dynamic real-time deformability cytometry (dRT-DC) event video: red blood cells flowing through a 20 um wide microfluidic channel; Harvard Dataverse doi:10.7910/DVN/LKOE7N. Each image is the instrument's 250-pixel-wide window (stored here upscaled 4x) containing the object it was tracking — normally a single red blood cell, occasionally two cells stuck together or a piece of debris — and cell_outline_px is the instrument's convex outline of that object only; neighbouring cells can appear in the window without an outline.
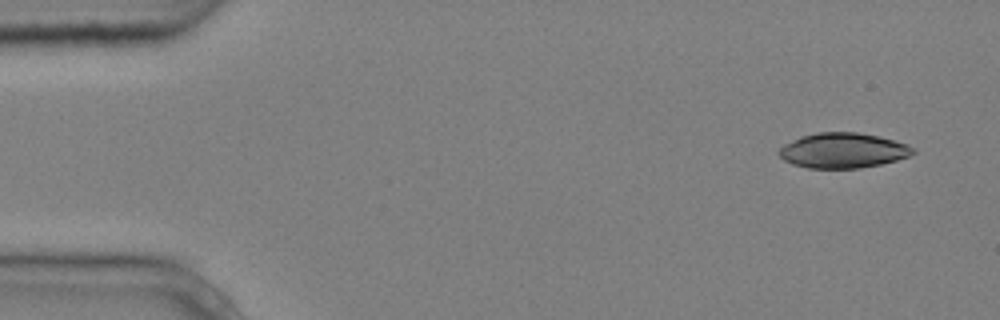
{"species": "common noctule bat (a hibernating species)", "species_latin": "Nyctalus noctula", "temperature_condition": "cold", "stored_images_in_passage": 6, "camera_frame_rate_fps": 3000, "um_per_image_px": 0.085, "animal": {"sex": "male", "body_mass_g": 20.4}, "frame": {"image": 1, "passage_image": 1, "time_ms": 0.0, "image_size_px": [1000, 320], "cell_outline_px": [[916, 152], [908, 156], [896, 160], [880, 164], [860, 168], [808, 168], [792, 164], [784, 160], [780, 156], [780, 148], [784, 144], [800, 136], [820, 132], [856, 132], [880, 136], [916, 148]], "centroid_in_image_um": [71.65, 12.79], "position_along_channel_um": 13.4, "area_um2": 27.28}}
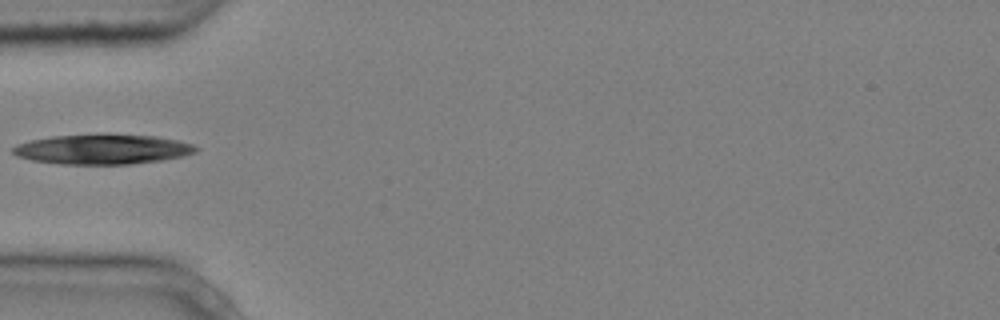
{"frame": {"image": 2, "passage_image": 5, "time_ms": 1.333, "image_size_px": [1000, 320], "cell_outline_px": [[200, 148], [196, 152], [184, 156], [160, 160], [128, 164], [60, 164], [32, 160], [16, 156], [12, 152], [12, 148], [16, 144], [32, 140], [52, 136], [108, 132], [156, 136], [176, 140], [192, 144]], "centroid_in_image_um": [8.72, 12.66], "position_along_channel_um": 76.3, "area_um2": 32.54}}
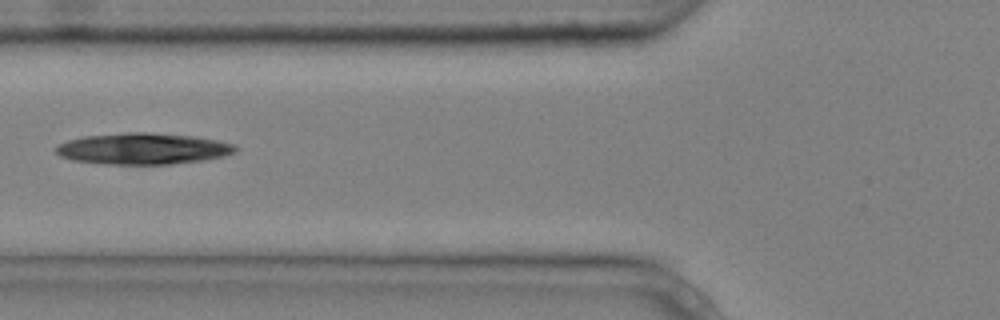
{"frame": {"image": 3, "passage_image": 6, "time_ms": 1.667, "image_size_px": [1000, 320], "cell_outline_px": [[240, 148], [236, 152], [224, 156], [204, 160], [172, 164], [104, 164], [72, 160], [60, 156], [56, 152], [56, 144], [68, 140], [84, 136], [128, 132], [148, 132], [196, 136], [216, 140], [232, 144]], "centroid_in_image_um": [12.16, 12.63], "position_along_channel_um": 113.6, "area_um2": 32.95}}